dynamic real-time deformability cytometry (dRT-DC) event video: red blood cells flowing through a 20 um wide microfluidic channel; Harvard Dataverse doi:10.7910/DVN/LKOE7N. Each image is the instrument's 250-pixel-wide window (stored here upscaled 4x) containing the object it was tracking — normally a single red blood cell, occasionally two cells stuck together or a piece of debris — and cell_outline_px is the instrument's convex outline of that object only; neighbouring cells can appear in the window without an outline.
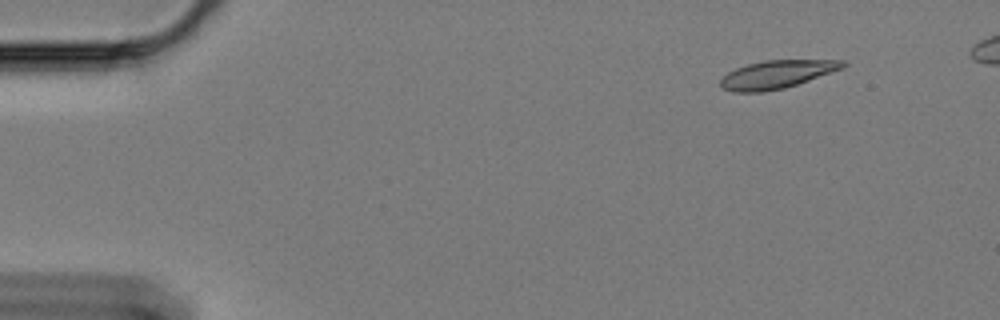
{"species": "Egyptian fruit bat (a non-hibernating species)", "species_latin": "Rousettus aegyptiacus", "temperature_condition": "cold", "stored_images_in_passage": 52, "camera_frame_rate_fps": 3000, "um_per_image_px": 0.085, "animal": {"sex": "female"}, "frame": {"image": 1, "passage_image": 1, "time_ms": 0.0, "image_size_px": [1000, 320], "cell_outline_px": [[848, 64], [844, 68], [784, 88], [764, 92], [732, 92], [724, 88], [720, 84], [720, 80], [728, 72], [736, 68], [748, 64], [764, 60], [844, 60]], "centroid_in_image_um": [66.04, 6.32], "position_along_channel_um": 19.0, "area_um2": 19.88}}
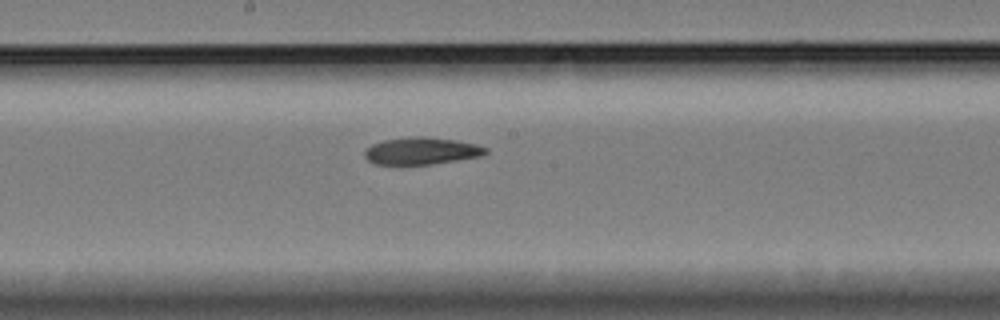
{"frame": {"image": 2, "passage_image": 27, "time_ms": 8.667, "image_size_px": [1000, 320], "cell_outline_px": [[488, 152], [484, 156], [432, 164], [400, 168], [372, 164], [364, 156], [364, 148], [372, 144], [384, 140], [416, 136], [424, 136], [456, 140], [476, 144], [488, 148]], "centroid_in_image_um": [35.76, 12.88], "position_along_channel_um": 212.4, "area_um2": 20.17}}
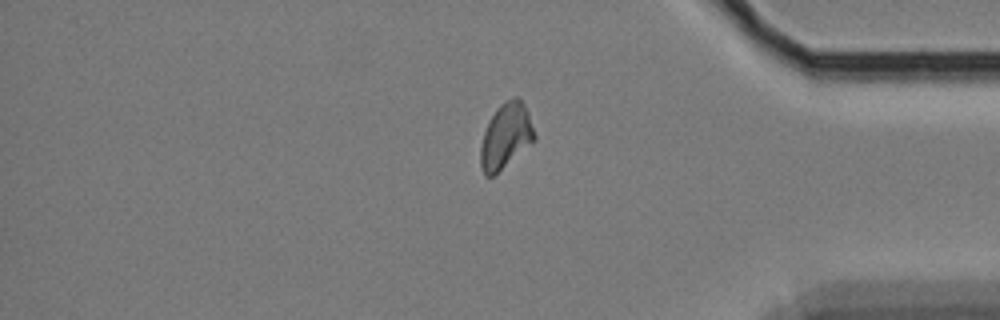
{"frame": {"image": 3, "passage_image": 45, "time_ms": 14.667, "image_size_px": [1000, 320], "cell_outline_px": [[536, 140], [492, 176], [484, 176], [480, 164], [480, 148], [484, 132], [496, 108], [500, 104], [516, 96], [524, 104], [528, 112], [536, 136]], "centroid_in_image_um": [42.99, 11.56], "position_along_channel_um": 392.2, "area_um2": 20.17}}